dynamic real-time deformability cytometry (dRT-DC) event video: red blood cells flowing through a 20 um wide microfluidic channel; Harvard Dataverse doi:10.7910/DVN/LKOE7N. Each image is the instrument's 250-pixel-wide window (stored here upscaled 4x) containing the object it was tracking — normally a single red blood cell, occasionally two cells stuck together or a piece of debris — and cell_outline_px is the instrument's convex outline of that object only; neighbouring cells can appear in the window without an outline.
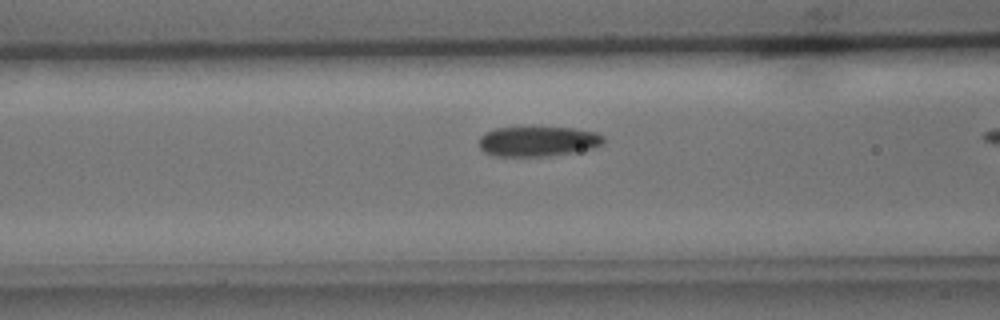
{"species": "common noctule bat (a hibernating species)", "species_latin": "Nyctalus noctula", "temperature_condition": "cold", "stored_images_in_passage": 17, "camera_frame_rate_fps": 3000, "um_per_image_px": 0.085, "animal": {"sex": "male", "body_mass_g": 15.6}, "frame": {"image": 1, "passage_image": 15, "time_ms": 4.667, "image_size_px": [1000, 320], "cell_outline_px": [[604, 144], [592, 148], [576, 152], [548, 156], [492, 156], [484, 152], [480, 148], [480, 136], [484, 132], [496, 128], [576, 128], [596, 132], [604, 136]], "centroid_in_image_um": [45.74, 12.02], "position_along_channel_um": 120.9, "area_um2": 21.85}}